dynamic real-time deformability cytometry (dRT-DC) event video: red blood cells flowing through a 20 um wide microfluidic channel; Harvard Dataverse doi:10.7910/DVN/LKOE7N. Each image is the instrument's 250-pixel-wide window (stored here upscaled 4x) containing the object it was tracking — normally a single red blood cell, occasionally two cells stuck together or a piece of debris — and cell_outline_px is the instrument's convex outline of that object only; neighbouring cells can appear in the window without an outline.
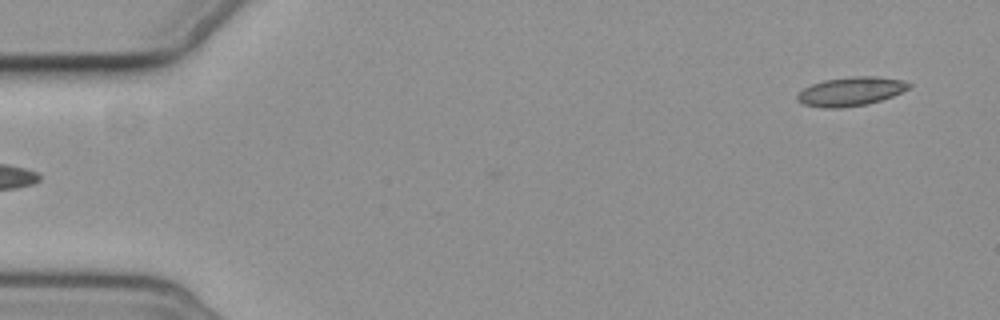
{"species": "common noctule bat (a hibernating species)", "species_latin": "Nyctalus noctula", "temperature_condition": "cold", "stored_images_in_passage": 4, "segment_of_instrument_passage": [2, 2], "camera_frame_rate_fps": 3000, "um_per_image_px": 0.085, "animal": {"sex": "female", "body_mass_g": 19.3, "forearm_length_mm": 54.1}, "frame": {"image": 1, "passage_image": 4, "time_ms": 4.667, "image_size_px": [1000, 320], "cell_outline_px": [[912, 84], [908, 88], [892, 96], [868, 104], [844, 108], [824, 108], [804, 104], [796, 100], [796, 96], [804, 88], [812, 84], [824, 80], [852, 76], [876, 76], [904, 80]], "centroid_in_image_um": [72.31, 7.77], "position_along_channel_um": 12.7, "area_um2": 18.79}}